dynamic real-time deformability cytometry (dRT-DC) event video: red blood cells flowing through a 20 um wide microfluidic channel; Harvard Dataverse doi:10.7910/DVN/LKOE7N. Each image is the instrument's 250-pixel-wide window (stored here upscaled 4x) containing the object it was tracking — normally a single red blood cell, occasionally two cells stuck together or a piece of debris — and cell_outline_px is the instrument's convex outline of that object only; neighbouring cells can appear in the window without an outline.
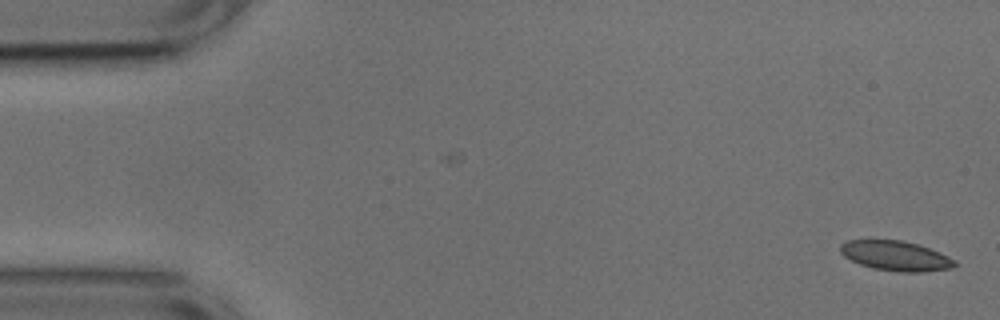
{"species": "common noctule bat (a hibernating species)", "species_latin": "Nyctalus noctula", "temperature_condition": "cold", "stored_images_in_passage": 9, "camera_frame_rate_fps": 3000, "um_per_image_px": 0.085, "animal": {"sex": "male", "body_mass_g": 17.9, "forearm_length_mm": 54.2}, "frame": {"image": 1, "passage_image": 1, "time_ms": 0.0, "image_size_px": [1000, 320], "cell_outline_px": [[956, 264], [952, 268], [920, 272], [900, 272], [872, 268], [860, 264], [844, 256], [840, 252], [840, 244], [848, 240], [904, 240], [940, 252], [956, 260]], "centroid_in_image_um": [76.13, 21.74], "position_along_channel_um": 8.9, "area_um2": 19.83}}